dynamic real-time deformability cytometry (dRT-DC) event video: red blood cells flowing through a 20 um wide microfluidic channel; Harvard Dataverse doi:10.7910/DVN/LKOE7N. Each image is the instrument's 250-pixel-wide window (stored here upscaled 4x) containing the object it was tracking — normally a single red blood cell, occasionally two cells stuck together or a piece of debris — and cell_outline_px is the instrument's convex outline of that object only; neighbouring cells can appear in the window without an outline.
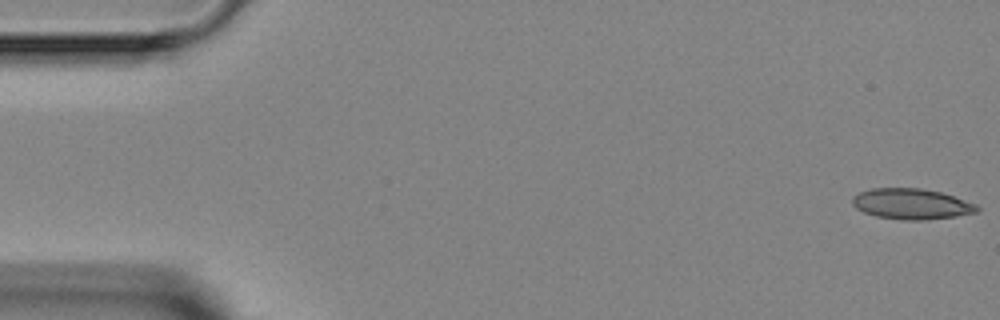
{"species": "Egyptian fruit bat (a non-hibernating species)", "species_latin": "Rousettus aegyptiacus", "temperature_condition": "room temperature", "stored_images_in_passage": 4, "camera_frame_rate_fps": 3000, "um_per_image_px": 0.085, "animal": {"sex": "female"}, "frame": {"image": 1, "passage_image": 1, "time_ms": 0.0, "image_size_px": [1000, 320], "cell_outline_px": [[980, 208], [976, 212], [956, 216], [924, 220], [904, 220], [876, 216], [864, 212], [856, 208], [852, 204], [852, 196], [860, 192], [872, 188], [920, 188], [940, 192], [976, 204]], "centroid_in_image_um": [77.45, 17.33], "position_along_channel_um": 7.6, "area_um2": 22.14}}
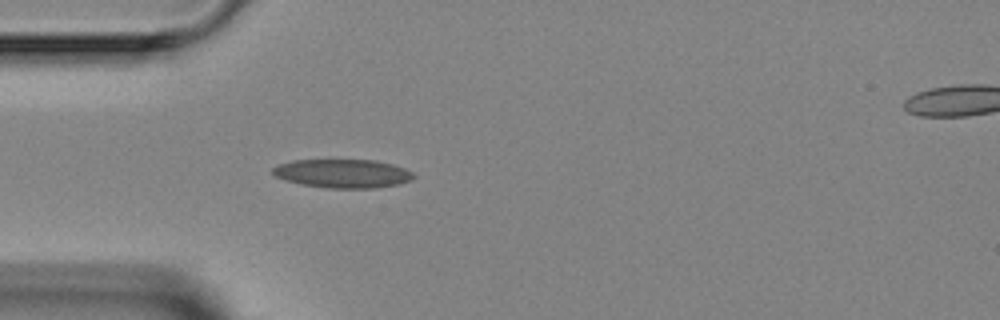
{"frame": {"image": 2, "passage_image": 4, "time_ms": 4.333, "image_size_px": [1000, 320], "cell_outline_px": [[416, 176], [412, 180], [400, 184], [376, 188], [328, 188], [300, 184], [272, 176], [272, 168], [280, 164], [292, 160], [376, 160], [392, 164], [404, 168], [412, 172]], "centroid_in_image_um": [29.14, 14.75], "position_along_channel_um": 55.9, "area_um2": 23.7}}